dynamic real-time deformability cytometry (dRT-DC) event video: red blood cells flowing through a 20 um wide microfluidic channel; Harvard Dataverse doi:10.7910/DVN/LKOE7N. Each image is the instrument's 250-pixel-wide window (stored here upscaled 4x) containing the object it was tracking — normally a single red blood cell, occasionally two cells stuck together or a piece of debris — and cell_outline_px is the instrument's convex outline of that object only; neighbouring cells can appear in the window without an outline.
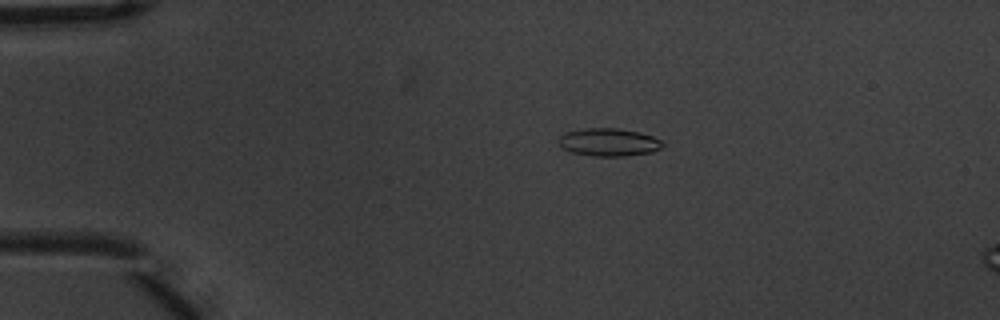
{"species": "common noctule bat (a hibernating species)", "species_latin": "Nyctalus noctula", "temperature_condition": "warm", "stored_images_in_passage": 3, "camera_frame_rate_fps": 3000, "um_per_image_px": 0.085, "animal": {"sex": "male", "body_mass_g": 20.1, "forearm_length_mm": 53.5}, "frame": {"image": 1, "passage_image": 2, "time_ms": 0.333, "image_size_px": [1000, 320], "cell_outline_px": [[664, 144], [660, 148], [652, 152], [624, 156], [592, 156], [572, 152], [560, 148], [556, 144], [556, 140], [564, 132], [584, 128], [616, 128], [640, 132], [652, 136], [660, 140]], "centroid_in_image_um": [51.67, 12.08], "position_along_channel_um": 33.3, "area_um2": 17.11}}